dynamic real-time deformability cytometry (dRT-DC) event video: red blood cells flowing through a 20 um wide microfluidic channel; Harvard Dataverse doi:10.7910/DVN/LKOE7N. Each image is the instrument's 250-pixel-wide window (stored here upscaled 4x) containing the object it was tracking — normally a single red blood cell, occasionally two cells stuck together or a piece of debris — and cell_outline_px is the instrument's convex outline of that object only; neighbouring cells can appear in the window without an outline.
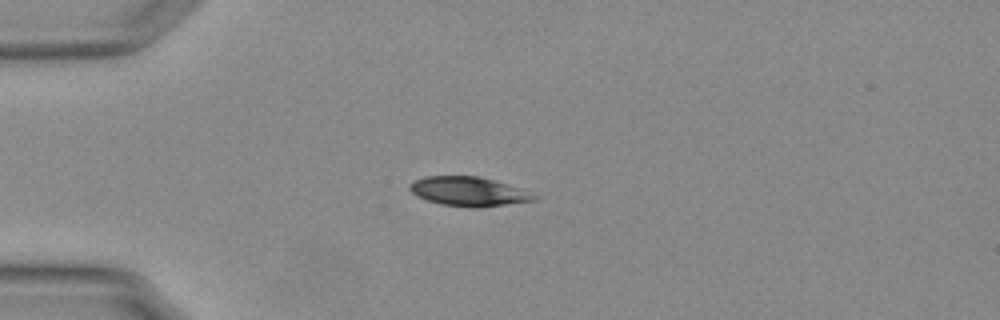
{"species": "Egyptian fruit bat (a non-hibernating species)", "species_latin": "Rousettus aegyptiacus", "temperature_condition": "warm", "stored_images_in_passage": 33, "camera_frame_rate_fps": 3000, "um_per_image_px": 0.085, "animal": {"sex": "female"}, "frame": {"image": 1, "passage_image": 1, "time_ms": 0.0, "image_size_px": [1000, 320], "cell_outline_px": [[540, 200], [476, 208], [472, 208], [440, 204], [416, 196], [408, 188], [408, 184], [424, 176], [480, 176], [520, 188], [540, 196]], "centroid_in_image_um": [39.86, 16.28], "position_along_channel_um": 45.1, "area_um2": 21.39}}
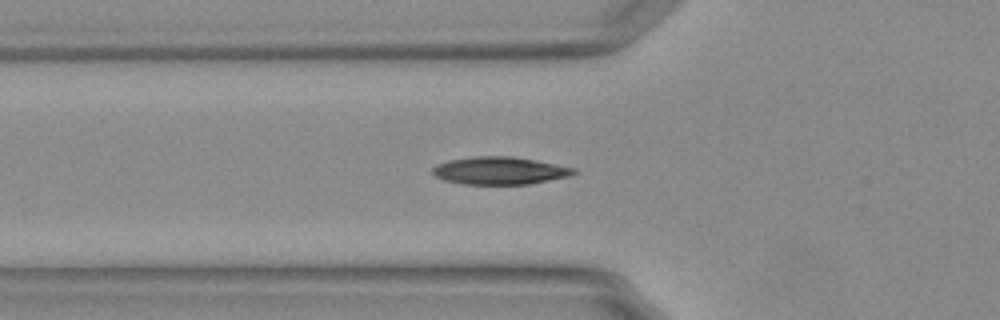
{"frame": {"image": 2, "passage_image": 6, "time_ms": 1.667, "image_size_px": [1000, 320], "cell_outline_px": [[576, 172], [568, 176], [528, 184], [464, 184], [444, 180], [436, 176], [432, 172], [432, 168], [436, 164], [448, 160], [476, 156], [512, 156], [536, 160], [576, 168]], "centroid_in_image_um": [42.45, 14.49], "position_along_channel_um": 83.4, "area_um2": 22.6}, "authors_computed_cell_mechanics": {"area_um2": 21.7328, "velocity_mm_per_s": 3.7463, "shape_relaxation_time_tau1_ms": 8.8627, "shape_relaxation_time_tau2_ms": 2.5491, "deformation_change_tau1": 0.2371, "deformation_change_tau2": 0.0644}}